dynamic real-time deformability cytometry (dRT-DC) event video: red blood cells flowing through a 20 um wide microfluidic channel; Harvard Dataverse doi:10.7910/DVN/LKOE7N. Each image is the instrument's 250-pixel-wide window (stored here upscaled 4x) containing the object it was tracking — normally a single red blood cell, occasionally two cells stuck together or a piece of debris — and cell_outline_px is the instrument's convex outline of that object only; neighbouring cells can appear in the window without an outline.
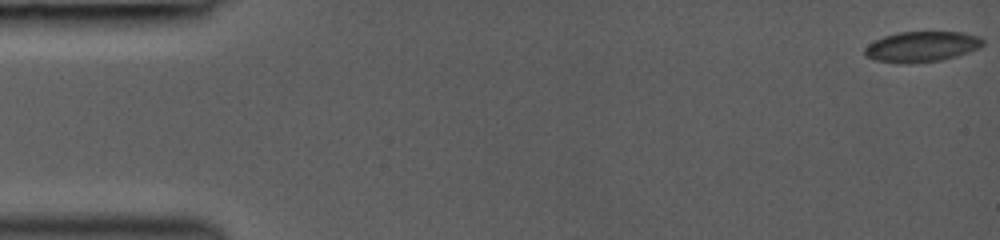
{"species": "common noctule bat (a hibernating species)", "species_latin": "Nyctalus noctula", "temperature_condition": "room temperature", "stored_images_in_passage": 25, "camera_frame_rate_fps": 3000, "um_per_image_px": 0.085, "animal": {"sex": "female", "body_mass_g": 19.0, "forearm_length_mm": 53.3}, "frame": {"image": 1, "passage_image": 1, "time_ms": 0.0, "image_size_px": [1000, 240], "cell_outline_px": [[984, 44], [980, 48], [956, 56], [940, 60], [876, 60], [864, 56], [864, 48], [868, 44], [884, 36], [900, 32], [964, 32], [980, 36], [984, 40]], "centroid_in_image_um": [78.42, 3.9], "position_along_channel_um": 6.6, "area_um2": 20.11}}
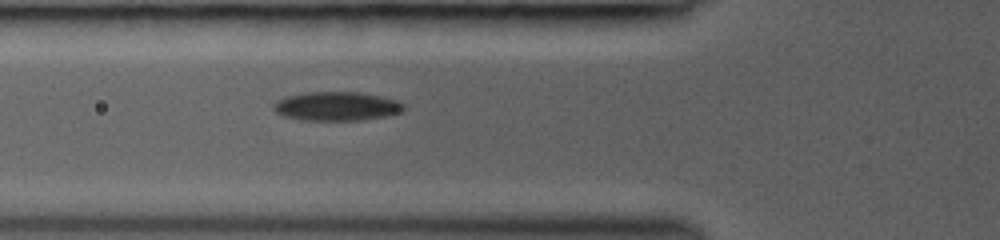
{"frame": {"image": 2, "passage_image": 18, "time_ms": 5.667, "image_size_px": [1000, 240], "cell_outline_px": [[404, 108], [400, 112], [388, 116], [364, 120], [300, 120], [284, 116], [276, 112], [272, 108], [272, 104], [276, 100], [284, 96], [308, 92], [360, 92], [380, 96], [396, 100], [404, 104]], "centroid_in_image_um": [28.58, 9.03], "position_along_channel_um": 97.2, "area_um2": 22.14}}
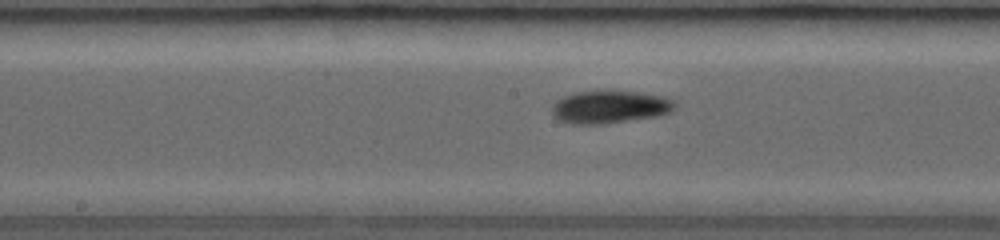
{"frame": {"image": 3, "passage_image": 25, "time_ms": 8.0, "image_size_px": [1000, 240], "cell_outline_px": [[676, 108], [672, 112], [660, 116], [604, 124], [572, 124], [560, 120], [552, 112], [552, 104], [560, 96], [576, 92], [636, 92], [664, 96], [676, 100]], "centroid_in_image_um": [51.88, 9.1], "position_along_channel_um": 196.3, "area_um2": 23.52}}